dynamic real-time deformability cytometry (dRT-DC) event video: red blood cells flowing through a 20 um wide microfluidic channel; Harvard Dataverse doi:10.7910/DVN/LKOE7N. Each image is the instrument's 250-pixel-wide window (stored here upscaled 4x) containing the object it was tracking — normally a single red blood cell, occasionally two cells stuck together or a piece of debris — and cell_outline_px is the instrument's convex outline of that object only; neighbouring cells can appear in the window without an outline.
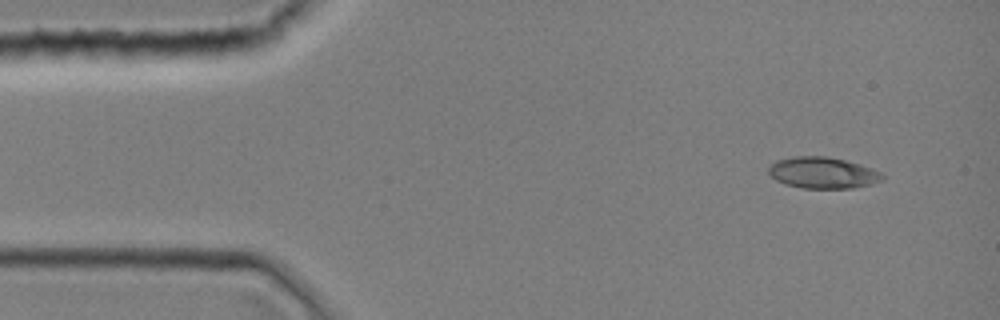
{"species": "common noctule bat (a hibernating species)", "species_latin": "Nyctalus noctula", "temperature_condition": "room temperature", "stored_images_in_passage": 5, "camera_frame_rate_fps": 3000, "um_per_image_px": 0.085, "animal": {"sex": "female", "body_mass_g": 19.0, "forearm_length_mm": 51.5}, "frame": {"image": 1, "passage_image": 1, "time_ms": 0.0, "image_size_px": [1000, 320], "cell_outline_px": [[884, 180], [872, 184], [852, 188], [800, 188], [784, 184], [776, 180], [768, 172], [768, 168], [776, 160], [792, 156], [828, 156], [860, 164], [880, 172], [884, 176]], "centroid_in_image_um": [69.93, 14.69], "position_along_channel_um": 15.1, "area_um2": 20.87}}